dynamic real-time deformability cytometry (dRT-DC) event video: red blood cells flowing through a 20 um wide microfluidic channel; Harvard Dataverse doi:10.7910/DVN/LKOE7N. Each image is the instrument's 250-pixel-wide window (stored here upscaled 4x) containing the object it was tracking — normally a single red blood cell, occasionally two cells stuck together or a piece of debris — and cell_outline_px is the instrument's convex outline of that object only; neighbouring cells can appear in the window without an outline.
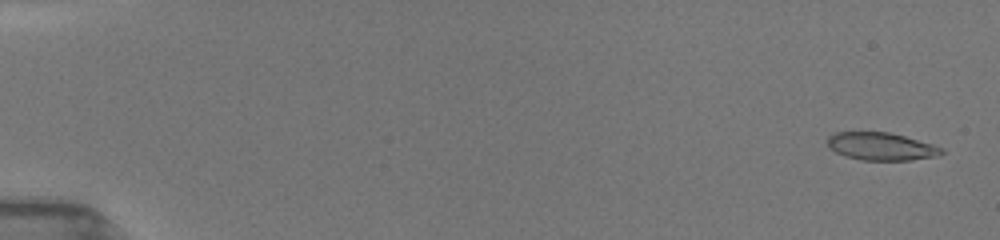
{"species": "common noctule bat (a hibernating species)", "species_latin": "Nyctalus noctula", "temperature_condition": "room temperature", "stored_images_in_passage": 40, "camera_frame_rate_fps": 3000, "um_per_image_px": 0.085, "animal": {"sex": "female", "body_mass_g": 19.5, "forearm_length_mm": 54.1}, "frame": {"image": 1, "passage_image": 3, "time_ms": 0.333, "image_size_px": [1000, 240], "cell_outline_px": [[944, 152], [936, 156], [908, 160], [860, 160], [844, 156], [828, 148], [828, 136], [836, 132], [888, 132], [904, 136], [932, 144], [944, 148]], "centroid_in_image_um": [74.87, 12.45], "position_along_channel_um": 10.1, "area_um2": 18.38}}
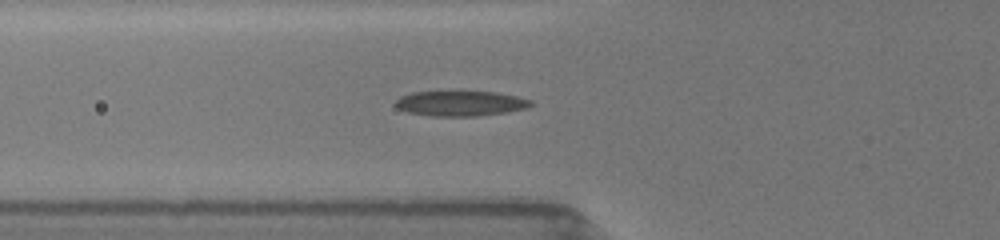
{"frame": {"image": 2, "passage_image": 20, "time_ms": 6.333, "image_size_px": [1000, 240], "cell_outline_px": [[536, 104], [528, 108], [508, 112], [476, 116], [428, 116], [408, 112], [396, 108], [396, 100], [400, 96], [412, 92], [448, 88], [496, 92], [516, 96], [532, 100]], "centroid_in_image_um": [39.14, 8.74], "position_along_channel_um": 86.7, "area_um2": 21.15}}
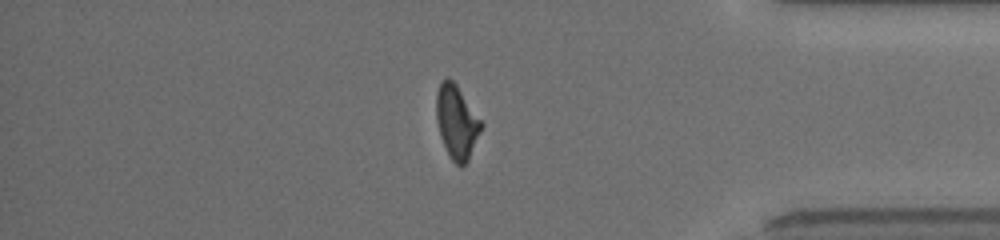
{"frame": {"image": 3, "passage_image": 36, "time_ms": 14.667, "image_size_px": [1000, 240], "cell_outline_px": [[484, 124], [468, 160], [460, 168], [452, 160], [440, 136], [436, 120], [436, 92], [440, 80], [448, 76], [456, 84]], "centroid_in_image_um": [38.8, 10.33], "position_along_channel_um": 396.4, "area_um2": 19.25}, "authors_computed_cell_mechanics": {"area_um2": 19.4786, "velocity_mm_per_s": 3.9702, "shape_relaxation_time_tau1_ms": 10.2695, "shape_relaxation_time_tau2_ms": 3.249, "deformation_change_tau1": 0.288, "deformation_change_tau2": 0.1084}}